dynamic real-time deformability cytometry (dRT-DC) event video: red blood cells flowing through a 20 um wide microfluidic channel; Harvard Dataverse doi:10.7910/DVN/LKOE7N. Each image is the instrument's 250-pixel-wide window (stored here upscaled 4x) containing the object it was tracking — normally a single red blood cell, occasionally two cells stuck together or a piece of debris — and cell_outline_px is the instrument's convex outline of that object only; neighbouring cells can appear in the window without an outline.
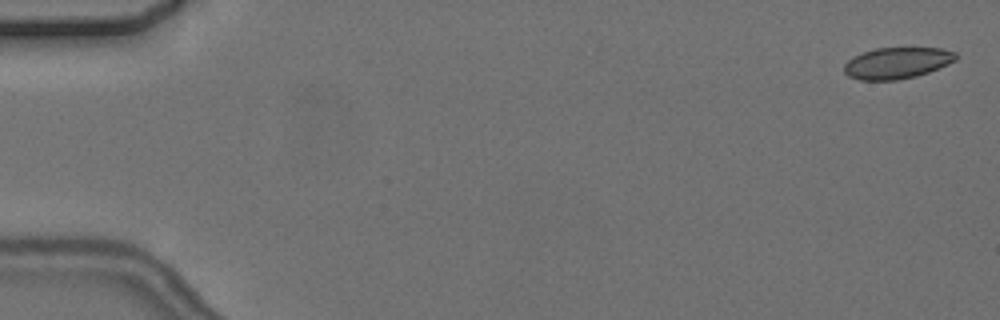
{"species": "common noctule bat (a hibernating species)", "species_latin": "Nyctalus noctula", "temperature_condition": "cold", "stored_images_in_passage": 6, "camera_frame_rate_fps": 3000, "um_per_image_px": 0.085, "animal": {"sex": "female", "body_mass_g": 24.6, "forearm_length_mm": 56.2}, "frame": {"image": 1, "passage_image": 1, "time_ms": 0.0, "image_size_px": [1000, 320], "cell_outline_px": [[956, 60], [948, 64], [928, 72], [916, 76], [896, 80], [860, 80], [848, 76], [844, 72], [844, 64], [852, 56], [876, 48], [940, 48], [956, 52]], "centroid_in_image_um": [76.22, 5.35], "position_along_channel_um": 8.8, "area_um2": 20.35}}